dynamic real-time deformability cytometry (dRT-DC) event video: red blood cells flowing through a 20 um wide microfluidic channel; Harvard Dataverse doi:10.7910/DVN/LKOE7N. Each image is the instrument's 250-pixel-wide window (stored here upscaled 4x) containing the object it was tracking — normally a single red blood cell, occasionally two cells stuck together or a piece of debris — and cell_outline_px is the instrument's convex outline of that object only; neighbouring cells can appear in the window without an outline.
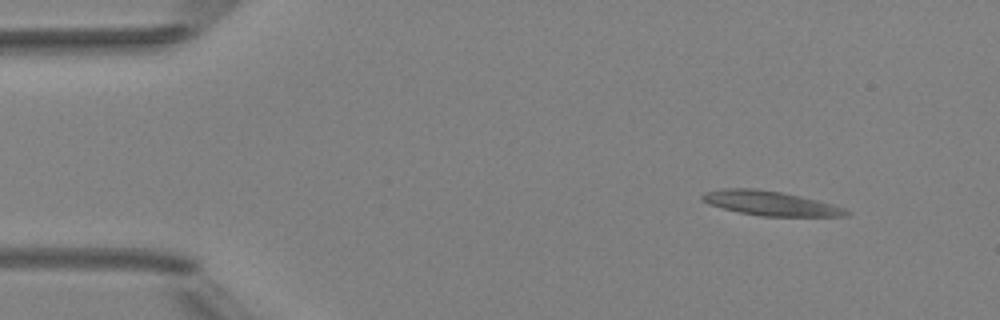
{"species": "Egyptian fruit bat (a non-hibernating species)", "species_latin": "Rousettus aegyptiacus", "temperature_condition": "room temperature", "stored_images_in_passage": 6, "camera_frame_rate_fps": 3000, "um_per_image_px": 0.085, "animal": {"sex": "female"}, "frame": {"image": 1, "passage_image": 1, "time_ms": 0.0, "image_size_px": [1000, 320], "cell_outline_px": [[852, 212], [848, 216], [760, 216], [740, 212], [708, 204], [700, 200], [700, 196], [704, 192], [724, 188], [752, 188], [780, 192], [800, 196], [832, 204], [844, 208]], "centroid_in_image_um": [65.46, 17.28], "position_along_channel_um": 19.5, "area_um2": 20.4}}
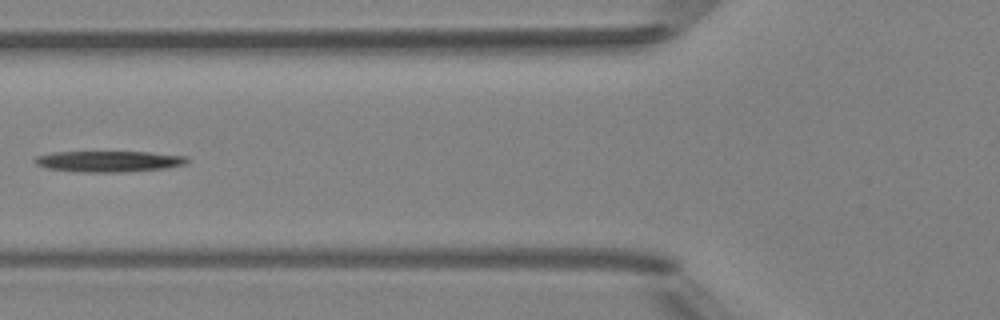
{"frame": {"image": 2, "passage_image": 5, "time_ms": 4.667, "image_size_px": [1000, 320], "cell_outline_px": [[188, 160], [184, 164], [164, 168], [120, 172], [80, 172], [48, 168], [36, 164], [32, 160], [36, 156], [56, 152], [148, 152], [184, 156]], "centroid_in_image_um": [9.19, 13.71], "position_along_channel_um": 116.6, "area_um2": 18.32}}
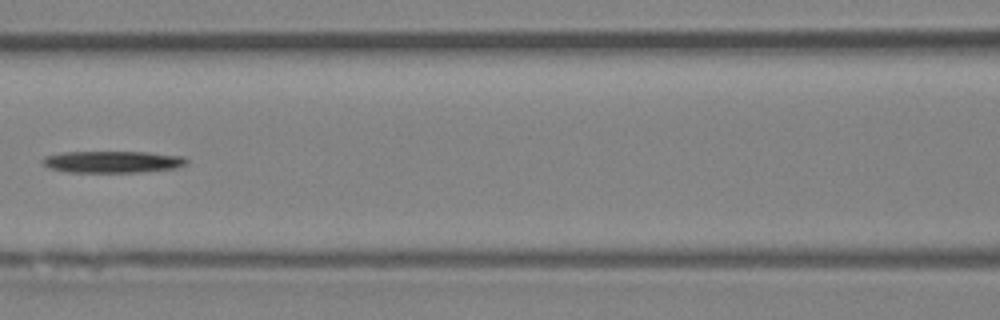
{"frame": {"image": 3, "passage_image": 6, "time_ms": 5.667, "image_size_px": [1000, 320], "cell_outline_px": [[188, 160], [184, 164], [176, 168], [140, 172], [64, 172], [48, 168], [40, 160], [44, 156], [60, 152], [148, 152], [184, 156]], "centroid_in_image_um": [9.51, 13.75], "position_along_channel_um": 157.1, "area_um2": 18.44}}